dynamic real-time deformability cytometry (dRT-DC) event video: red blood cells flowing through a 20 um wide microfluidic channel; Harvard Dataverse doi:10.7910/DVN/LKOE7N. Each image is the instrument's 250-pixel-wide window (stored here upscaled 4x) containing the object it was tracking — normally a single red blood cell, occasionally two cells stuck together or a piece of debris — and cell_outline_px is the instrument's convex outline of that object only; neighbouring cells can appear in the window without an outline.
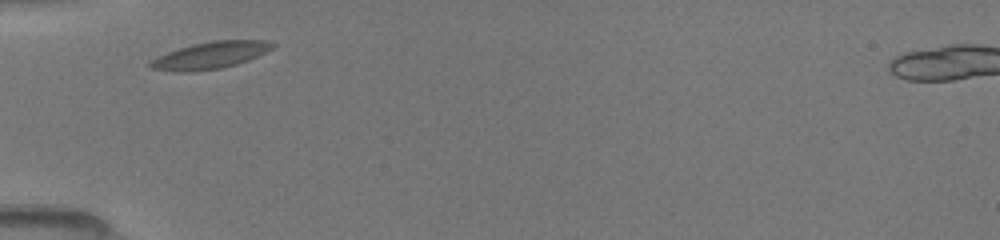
{"species": "common noctule bat (a hibernating species)", "species_latin": "Nyctalus noctula", "temperature_condition": "room temperature", "stored_images_in_passage": 9, "camera_frame_rate_fps": 3000, "um_per_image_px": 0.085, "animal": {"sex": "female", "body_mass_g": 19.5, "forearm_length_mm": 54.1}, "frame": {"image": 1, "passage_image": 1, "time_ms": 0.0, "image_size_px": [1000, 240], "cell_outline_px": [[276, 44], [272, 48], [248, 60], [236, 64], [220, 68], [188, 72], [172, 72], [152, 68], [148, 64], [156, 56], [192, 44], [212, 40], [264, 40]], "centroid_in_image_um": [17.84, 4.7], "position_along_channel_um": 67.2, "area_um2": 19.02}}
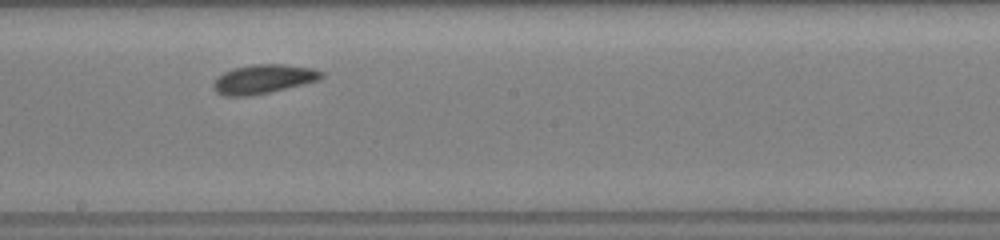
{"frame": {"image": 2, "passage_image": 5, "time_ms": 4.0, "image_size_px": [1000, 240], "cell_outline_px": [[324, 76], [320, 80], [304, 84], [252, 96], [224, 96], [216, 92], [212, 88], [212, 84], [216, 76], [224, 72], [236, 68], [252, 64], [284, 64], [312, 68], [324, 72]], "centroid_in_image_um": [22.38, 6.72], "position_along_channel_um": 225.8, "area_um2": 18.5}}
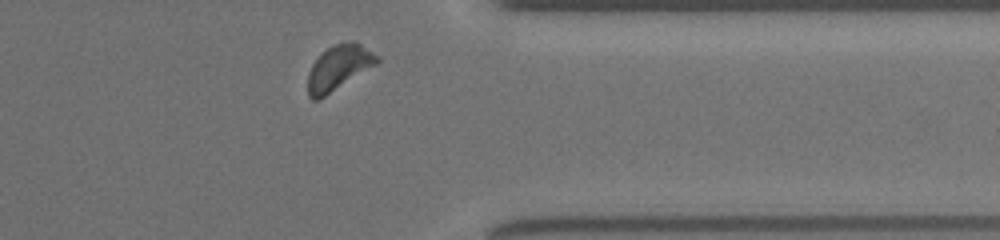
{"frame": {"image": 3, "passage_image": 9, "time_ms": 8.0, "image_size_px": [1000, 240], "cell_outline_px": [[380, 60], [376, 64], [324, 96], [316, 100], [312, 100], [308, 96], [308, 72], [312, 64], [328, 48], [336, 44], [352, 40], [360, 44], [380, 56]], "centroid_in_image_um": [28.79, 5.74], "position_along_channel_um": 382.6, "area_um2": 17.63}}